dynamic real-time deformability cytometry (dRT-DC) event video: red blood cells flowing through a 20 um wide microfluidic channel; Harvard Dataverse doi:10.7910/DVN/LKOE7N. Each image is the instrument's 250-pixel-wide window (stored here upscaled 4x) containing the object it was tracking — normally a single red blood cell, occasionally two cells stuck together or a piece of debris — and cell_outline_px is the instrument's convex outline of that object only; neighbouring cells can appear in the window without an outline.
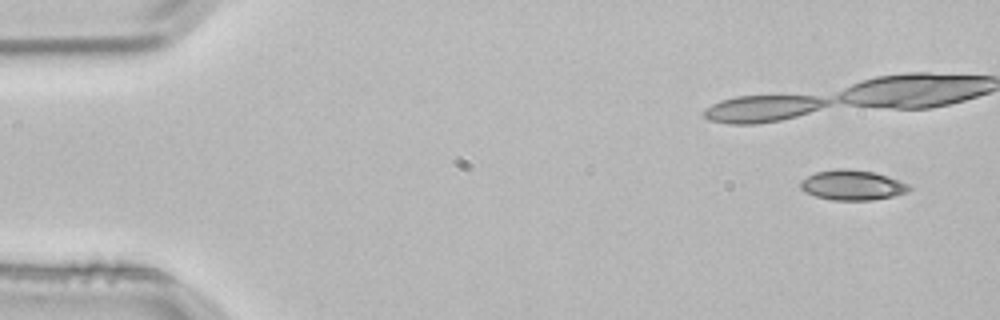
{"species": "common noctule bat (a hibernating species)", "species_latin": "Nyctalus noctula", "temperature_condition": "room temperature", "stored_images_in_passage": 4, "camera_frame_rate_fps": 3000, "um_per_image_px": 0.085, "animal": {"sex": "male", "body_mass_g": 21.5, "forearm_length_mm": 52.0}, "frame": {"image": 1, "passage_image": 1, "time_ms": 0.0, "image_size_px": [1000, 320], "cell_outline_px": [[912, 188], [908, 192], [892, 196], [872, 200], [832, 200], [816, 196], [804, 192], [800, 188], [800, 180], [816, 172], [840, 168], [876, 172], [888, 176], [908, 184]], "centroid_in_image_um": [72.44, 15.73], "position_along_channel_um": 12.6, "area_um2": 19.02}}